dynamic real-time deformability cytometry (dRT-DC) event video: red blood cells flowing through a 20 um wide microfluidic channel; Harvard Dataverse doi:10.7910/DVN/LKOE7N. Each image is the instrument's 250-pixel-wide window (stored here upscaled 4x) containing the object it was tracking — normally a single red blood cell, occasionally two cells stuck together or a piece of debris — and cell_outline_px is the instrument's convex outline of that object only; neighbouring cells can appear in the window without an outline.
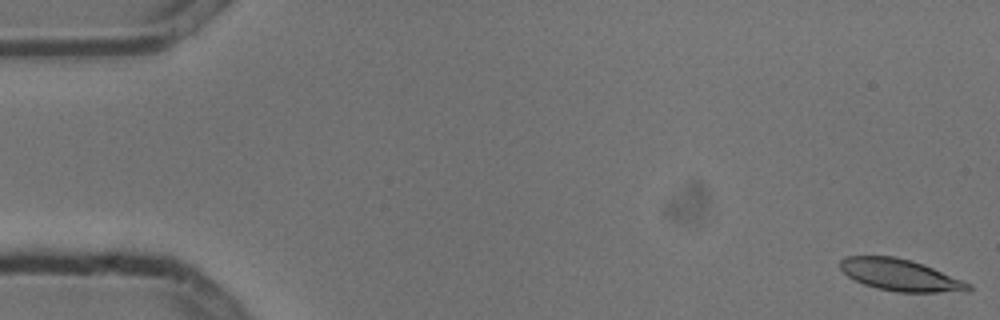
{"species": "common noctule bat (a hibernating species)", "species_latin": "Nyctalus noctula", "temperature_condition": "cold", "stored_images_in_passage": 7, "camera_frame_rate_fps": 3000, "um_per_image_px": 0.085, "animal": {"sex": "male", "body_mass_g": 13.3}, "frame": {"image": 1, "passage_image": 1, "time_ms": 0.0, "image_size_px": [1000, 320], "cell_outline_px": [[972, 288], [968, 292], [896, 292], [876, 288], [864, 284], [848, 276], [840, 268], [840, 260], [844, 256], [892, 256], [912, 260], [924, 264], [972, 284]], "centroid_in_image_um": [76.55, 23.38], "position_along_channel_um": 8.4, "area_um2": 23.81}}
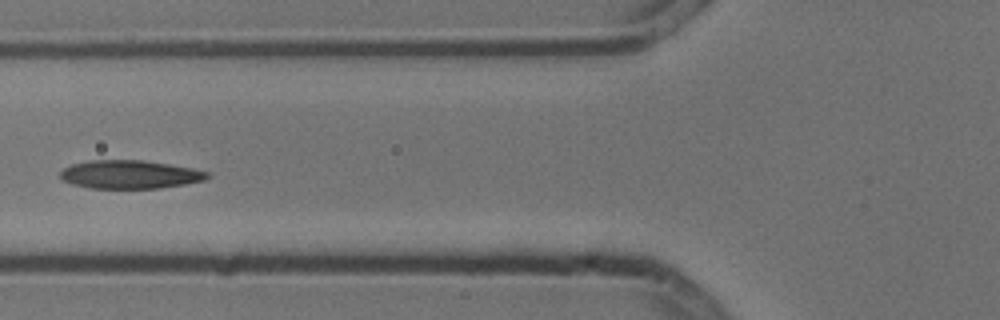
{"frame": {"image": 2, "passage_image": 6, "time_ms": 1.667, "image_size_px": [1000, 320], "cell_outline_px": [[208, 176], [204, 180], [184, 184], [160, 188], [88, 188], [72, 184], [60, 180], [60, 172], [64, 168], [72, 164], [88, 160], [140, 160], [168, 164], [192, 168], [208, 172]], "centroid_in_image_um": [10.97, 14.83], "position_along_channel_um": 114.8, "area_um2": 24.22}}
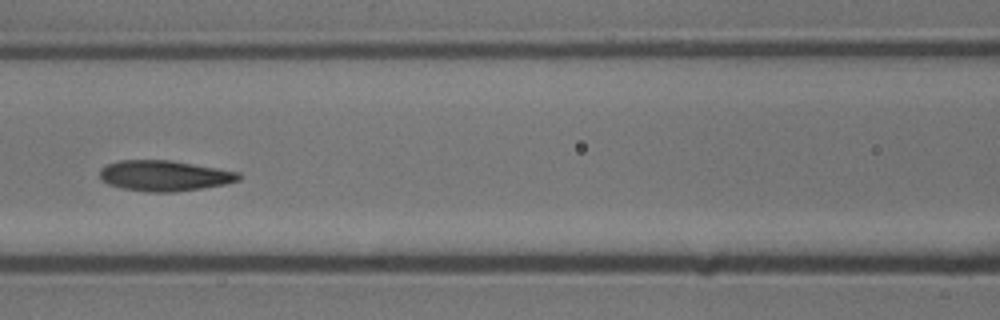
{"frame": {"image": 3, "passage_image": 7, "time_ms": 2.0, "image_size_px": [1000, 320], "cell_outline_px": [[240, 180], [224, 184], [176, 192], [148, 192], [120, 188], [108, 184], [100, 180], [100, 168], [108, 164], [120, 160], [168, 160], [240, 172]], "centroid_in_image_um": [13.93, 14.94], "position_along_channel_um": 152.7, "area_um2": 24.68}}